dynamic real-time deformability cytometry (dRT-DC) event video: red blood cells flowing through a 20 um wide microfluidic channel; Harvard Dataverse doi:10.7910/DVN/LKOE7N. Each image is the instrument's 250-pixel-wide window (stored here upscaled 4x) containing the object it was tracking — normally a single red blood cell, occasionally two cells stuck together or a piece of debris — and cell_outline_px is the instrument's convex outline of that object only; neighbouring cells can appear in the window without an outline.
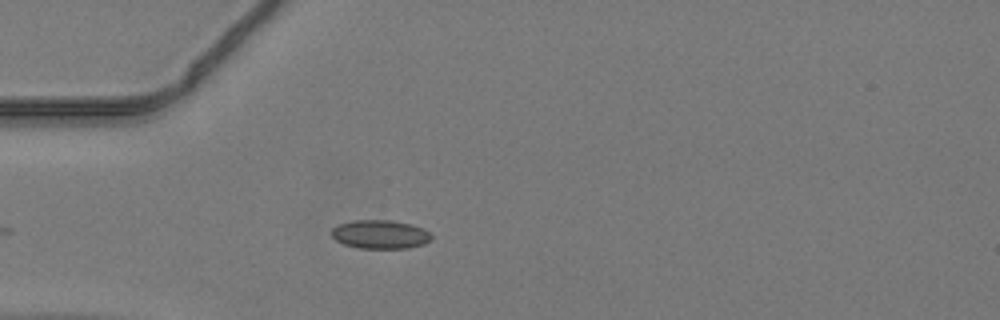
{"species": "common noctule bat (a hibernating species)", "species_latin": "Nyctalus noctula", "temperature_condition": "warm", "stored_images_in_passage": 3, "camera_frame_rate_fps": 3000, "um_per_image_px": 0.085, "animal": {"sex": "male", "body_mass_g": 19.2, "forearm_length_mm": 51.8}, "frame": {"image": 1, "passage_image": 1, "time_ms": 0.0, "image_size_px": [1000, 320], "cell_outline_px": [[432, 240], [424, 244], [408, 248], [360, 248], [344, 244], [336, 240], [332, 236], [332, 228], [340, 224], [352, 220], [392, 220], [412, 224], [424, 228], [432, 236]], "centroid_in_image_um": [32.35, 19.91], "position_along_channel_um": 52.7, "area_um2": 16.76}}